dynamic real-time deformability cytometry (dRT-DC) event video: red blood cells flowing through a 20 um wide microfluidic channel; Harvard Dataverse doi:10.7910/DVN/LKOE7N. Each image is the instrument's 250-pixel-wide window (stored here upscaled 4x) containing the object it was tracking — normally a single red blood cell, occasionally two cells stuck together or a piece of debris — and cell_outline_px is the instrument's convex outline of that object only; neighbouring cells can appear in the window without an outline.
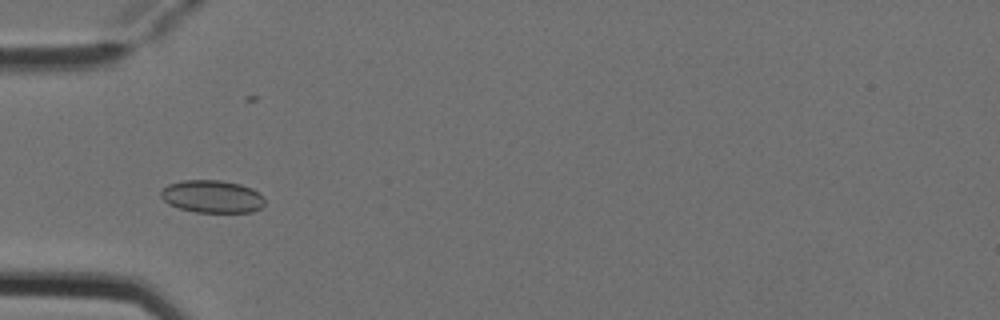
{"species": "Egyptian fruit bat (a non-hibernating species)", "species_latin": "Rousettus aegyptiacus", "temperature_condition": "cold", "stored_images_in_passage": 7, "camera_frame_rate_fps": 3000, "um_per_image_px": 0.085, "animal": {"sex": "female"}, "frame": {"image": 1, "passage_image": 3, "time_ms": 0.667, "image_size_px": [1000, 320], "cell_outline_px": [[264, 204], [260, 208], [252, 212], [196, 212], [180, 208], [168, 204], [160, 196], [160, 192], [168, 184], [184, 180], [220, 180], [240, 184], [252, 188], [260, 192], [264, 196]], "centroid_in_image_um": [18.05, 16.7], "position_along_channel_um": 66.9, "area_um2": 19.83}}
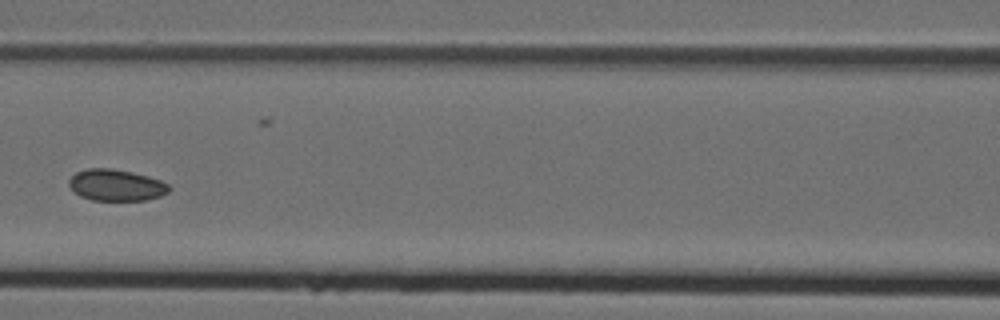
{"frame": {"image": 2, "passage_image": 5, "time_ms": 1.333, "image_size_px": [1000, 320], "cell_outline_px": [[172, 188], [168, 192], [160, 196], [148, 200], [92, 200], [80, 196], [72, 192], [68, 184], [68, 180], [76, 172], [88, 168], [112, 168], [132, 172], [148, 176], [160, 180], [168, 184]], "centroid_in_image_um": [9.86, 15.74], "position_along_channel_um": 156.7, "area_um2": 18.55}}
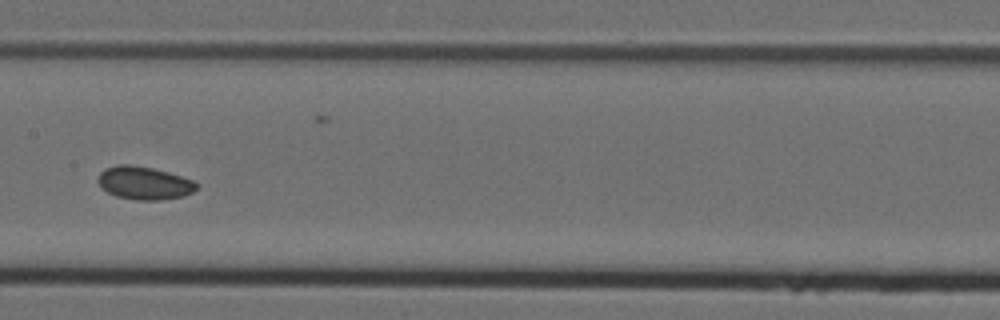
{"frame": {"image": 3, "passage_image": 6, "time_ms": 1.667, "image_size_px": [1000, 320], "cell_outline_px": [[200, 184], [192, 192], [184, 196], [160, 200], [136, 200], [116, 196], [100, 188], [96, 180], [100, 172], [104, 168], [116, 164], [132, 164], [152, 168], [168, 172], [192, 180]], "centroid_in_image_um": [12.21, 15.55], "position_along_channel_um": 195.2, "area_um2": 19.19}}